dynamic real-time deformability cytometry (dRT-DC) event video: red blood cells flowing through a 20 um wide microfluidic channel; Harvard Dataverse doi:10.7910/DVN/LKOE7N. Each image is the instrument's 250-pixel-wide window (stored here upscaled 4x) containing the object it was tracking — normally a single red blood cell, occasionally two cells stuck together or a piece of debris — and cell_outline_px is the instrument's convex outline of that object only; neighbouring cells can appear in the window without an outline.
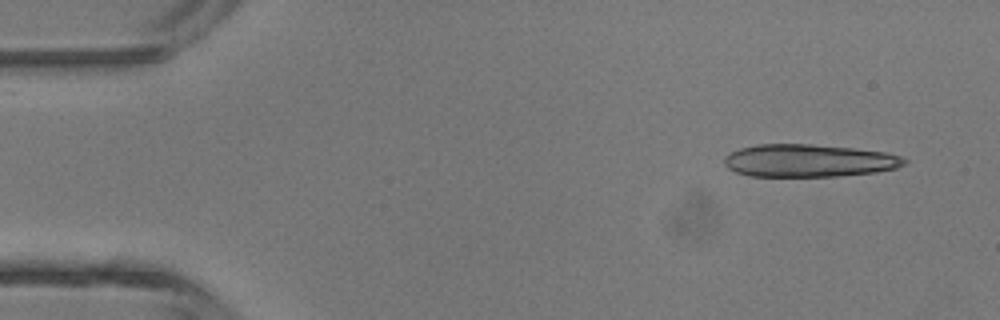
{"species": "common noctule bat (a hibernating species)", "species_latin": "Nyctalus noctula", "temperature_condition": "room temperature", "stored_images_in_passage": 4, "camera_frame_rate_fps": 3000, "um_per_image_px": 0.085, "animal": {"sex": "male", "body_mass_g": 13.3}, "frame": {"image": 1, "passage_image": 1, "time_ms": 0.0, "image_size_px": [1000, 320], "cell_outline_px": [[908, 164], [896, 168], [876, 172], [836, 176], [748, 176], [736, 172], [728, 168], [724, 164], [724, 156], [740, 148], [756, 144], [808, 144], [852, 148], [884, 152], [900, 156], [908, 160]], "centroid_in_image_um": [68.75, 13.65], "position_along_channel_um": 16.3, "area_um2": 34.28}}